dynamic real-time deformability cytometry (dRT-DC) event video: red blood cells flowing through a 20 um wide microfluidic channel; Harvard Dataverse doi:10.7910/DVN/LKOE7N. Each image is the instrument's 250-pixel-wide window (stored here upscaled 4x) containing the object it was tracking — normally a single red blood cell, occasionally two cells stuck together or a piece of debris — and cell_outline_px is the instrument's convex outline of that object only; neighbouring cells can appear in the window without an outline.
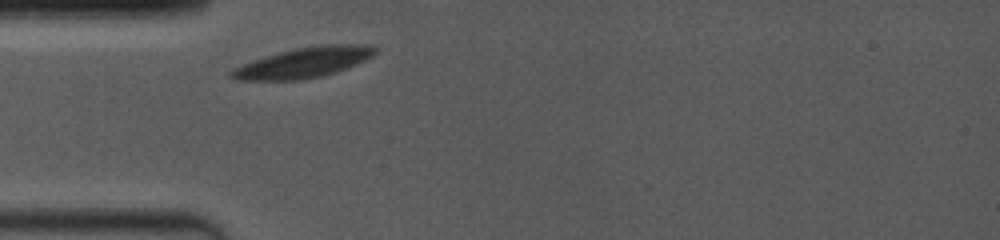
{"species": "common noctule bat (a hibernating species)", "species_latin": "Nyctalus noctula", "temperature_condition": "room temperature", "stored_images_in_passage": 1, "camera_frame_rate_fps": 4000, "um_per_image_px": 0.085, "animal": {"sex": "female", "body_mass_g": 19.0, "forearm_length_mm": 53.3}, "frame": {"image": 1, "passage_image": 1, "time_ms": 0.0, "image_size_px": [1000, 240], "cell_outline_px": [[376, 52], [372, 56], [356, 64], [336, 72], [320, 76], [300, 80], [232, 80], [228, 76], [228, 72], [232, 68], [280, 52], [296, 48], [320, 44], [372, 44], [376, 48]], "centroid_in_image_um": [25.81, 5.32], "position_along_channel_um": 59.2, "area_um2": 25.26}}